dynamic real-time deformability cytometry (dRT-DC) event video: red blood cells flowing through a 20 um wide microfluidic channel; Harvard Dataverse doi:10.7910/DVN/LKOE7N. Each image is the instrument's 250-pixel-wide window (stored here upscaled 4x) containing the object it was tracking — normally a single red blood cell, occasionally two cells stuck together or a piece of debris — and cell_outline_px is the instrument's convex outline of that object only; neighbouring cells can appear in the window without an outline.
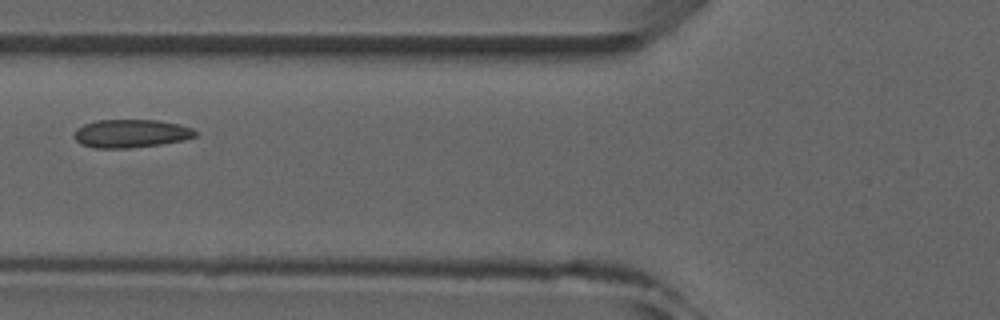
{"species": "common noctule bat (a hibernating species)", "species_latin": "Nyctalus noctula", "temperature_condition": "room temperature", "stored_images_in_passage": 3, "camera_frame_rate_fps": 3000, "um_per_image_px": 0.085, "animal": {"sex": "male", "forearm_length_mm": 52.5}, "frame": {"image": 1, "passage_image": 2, "time_ms": 1.333, "image_size_px": [1000, 320], "cell_outline_px": [[196, 136], [184, 140], [160, 144], [128, 148], [96, 148], [80, 144], [72, 136], [72, 132], [76, 128], [84, 124], [96, 120], [160, 120], [180, 124], [192, 128], [196, 132]], "centroid_in_image_um": [11.09, 11.34], "position_along_channel_um": 114.7, "area_um2": 20.11}}
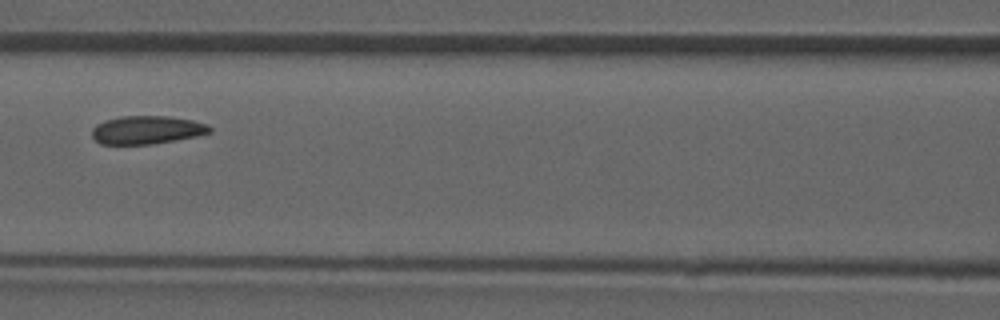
{"frame": {"image": 2, "passage_image": 3, "time_ms": 2.333, "image_size_px": [1000, 320], "cell_outline_px": [[212, 132], [196, 136], [152, 144], [100, 144], [92, 136], [92, 128], [96, 124], [104, 120], [120, 116], [168, 116], [192, 120], [208, 124], [212, 128]], "centroid_in_image_um": [12.47, 11.03], "position_along_channel_um": 154.1, "area_um2": 19.42}}